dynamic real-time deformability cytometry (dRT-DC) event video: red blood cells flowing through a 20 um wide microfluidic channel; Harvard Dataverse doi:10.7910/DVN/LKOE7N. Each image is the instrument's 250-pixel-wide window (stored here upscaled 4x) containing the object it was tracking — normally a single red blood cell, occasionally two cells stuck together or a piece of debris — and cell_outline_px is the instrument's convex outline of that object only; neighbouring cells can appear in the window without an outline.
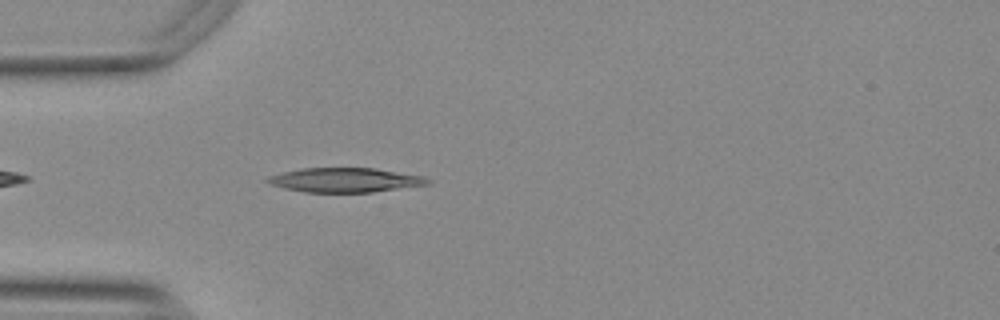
{"species": "Egyptian fruit bat (a non-hibernating species)", "species_latin": "Rousettus aegyptiacus", "temperature_condition": "warm", "stored_images_in_passage": 6, "camera_frame_rate_fps": 3000, "um_per_image_px": 0.085, "animal": {"sex": "female"}, "frame": {"image": 1, "passage_image": 1, "time_ms": 0.0, "image_size_px": [1000, 320], "cell_outline_px": [[432, 184], [372, 192], [304, 192], [284, 188], [272, 184], [264, 180], [268, 176], [300, 168], [372, 168], [424, 176], [432, 180]], "centroid_in_image_um": [29.36, 15.3], "position_along_channel_um": 55.6, "area_um2": 22.72}}